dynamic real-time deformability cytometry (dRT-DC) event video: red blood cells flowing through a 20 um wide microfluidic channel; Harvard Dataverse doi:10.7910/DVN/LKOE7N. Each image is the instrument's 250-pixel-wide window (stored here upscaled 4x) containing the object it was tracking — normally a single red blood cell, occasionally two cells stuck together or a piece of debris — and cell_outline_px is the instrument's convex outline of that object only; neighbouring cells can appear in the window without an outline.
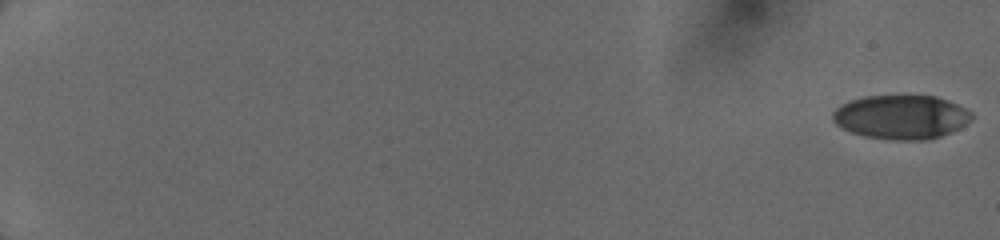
{"species": "human", "species_latin": "Homo sapiens", "temperature_condition": "cold", "stored_images_in_passage": 22, "camera_frame_rate_fps": 3000, "um_per_image_px": 0.085, "donor": {"sex": "female"}, "frame": {"image": 1, "passage_image": 1, "time_ms": 0.0, "image_size_px": [1000, 240], "cell_outline_px": [[972, 120], [960, 128], [940, 136], [928, 140], [896, 140], [864, 136], [852, 132], [836, 124], [832, 120], [832, 112], [836, 108], [848, 100], [864, 96], [936, 96], [948, 100], [972, 112]], "centroid_in_image_um": [76.6, 9.94], "position_along_channel_um": 8.4, "area_um2": 35.66}}
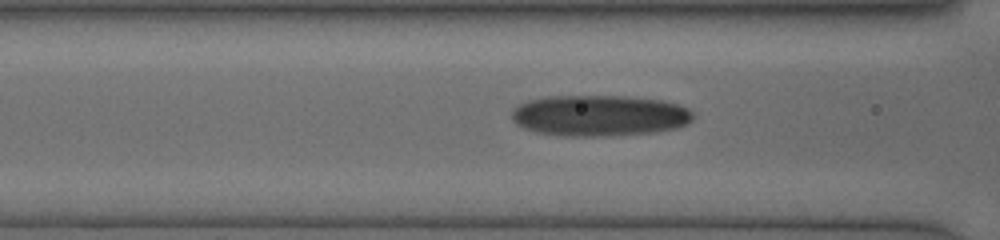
{"frame": {"image": 2, "passage_image": 19, "time_ms": 8.0, "image_size_px": [1000, 240], "cell_outline_px": [[692, 120], [688, 124], [676, 128], [656, 132], [600, 136], [568, 136], [536, 132], [524, 128], [516, 124], [512, 120], [512, 108], [528, 100], [548, 96], [628, 96], [664, 100], [680, 104], [688, 108], [692, 112]], "centroid_in_image_um": [50.96, 9.81], "position_along_channel_um": 115.6, "area_um2": 43.7}}
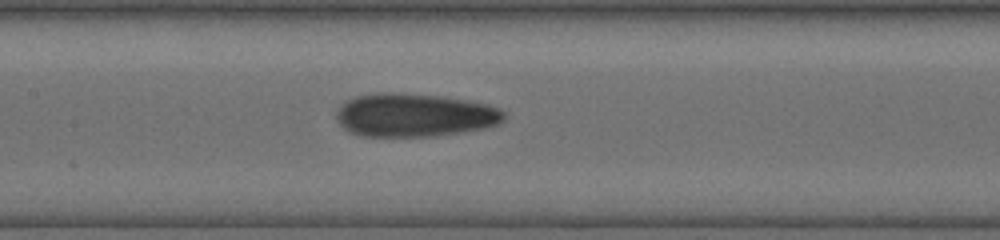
{"frame": {"image": 3, "passage_image": 22, "time_ms": 9.333, "image_size_px": [1000, 240], "cell_outline_px": [[504, 120], [500, 124], [484, 128], [436, 136], [364, 136], [348, 132], [336, 120], [336, 112], [340, 104], [356, 96], [380, 92], [396, 92], [444, 96], [468, 100], [488, 104], [500, 108], [504, 112]], "centroid_in_image_um": [35.23, 9.77], "position_along_channel_um": 172.2, "area_um2": 42.71}}